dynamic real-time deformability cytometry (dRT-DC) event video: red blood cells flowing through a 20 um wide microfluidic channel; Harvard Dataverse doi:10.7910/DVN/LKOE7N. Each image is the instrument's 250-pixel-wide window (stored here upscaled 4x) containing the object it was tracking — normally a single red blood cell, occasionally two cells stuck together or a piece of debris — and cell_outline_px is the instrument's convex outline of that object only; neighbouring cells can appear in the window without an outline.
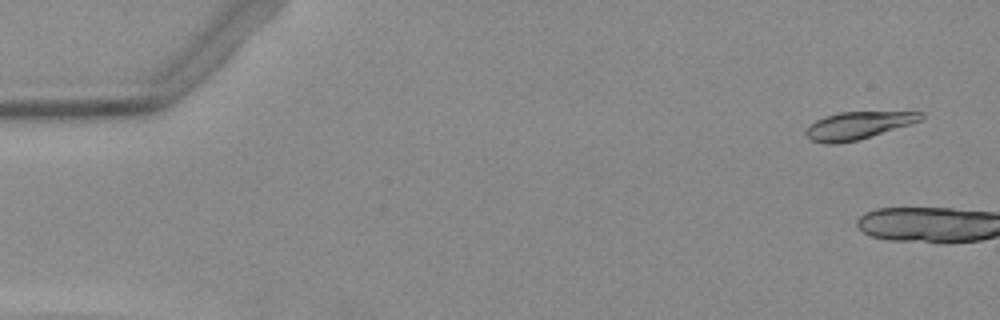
{"species": "Egyptian fruit bat (a non-hibernating species)", "species_latin": "Rousettus aegyptiacus", "temperature_condition": "warm", "stored_images_in_passage": 5, "camera_frame_rate_fps": 3000, "um_per_image_px": 0.085, "animal": {"sex": "female"}, "frame": {"image": 1, "passage_image": 3, "time_ms": 0.667, "image_size_px": [1000, 320], "cell_outline_px": [[924, 116], [920, 120], [908, 124], [856, 140], [836, 144], [824, 144], [812, 140], [804, 132], [816, 120], [824, 116], [840, 112], [924, 112]], "centroid_in_image_um": [72.88, 10.66], "position_along_channel_um": 12.1, "area_um2": 17.86}}